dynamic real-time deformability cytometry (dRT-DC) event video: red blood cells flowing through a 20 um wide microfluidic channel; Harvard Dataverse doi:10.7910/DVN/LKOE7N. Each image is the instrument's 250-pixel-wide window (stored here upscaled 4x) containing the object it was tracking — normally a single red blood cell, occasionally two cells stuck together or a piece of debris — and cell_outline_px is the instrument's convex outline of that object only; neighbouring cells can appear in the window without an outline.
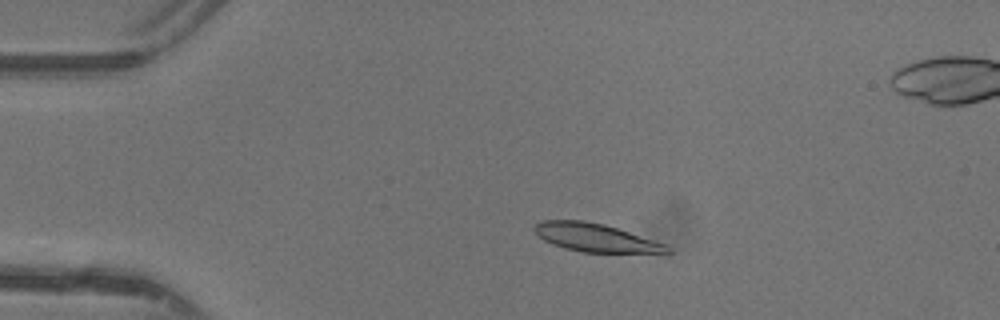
{"species": "common noctule bat (a hibernating species)", "species_latin": "Nyctalus noctula", "temperature_condition": "warm", "stored_images_in_passage": 48, "camera_frame_rate_fps": 3000, "um_per_image_px": 0.085, "animal": {"sex": "female"}, "frame": {"image": 1, "passage_image": 10, "time_ms": 3.0, "image_size_px": [1000, 320], "cell_outline_px": [[672, 252], [668, 256], [580, 252], [564, 248], [552, 244], [544, 240], [532, 228], [536, 224], [544, 220], [584, 220], [604, 224], [664, 244], [672, 248]], "centroid_in_image_um": [50.78, 20.27], "position_along_channel_um": 34.2, "area_um2": 22.66}}
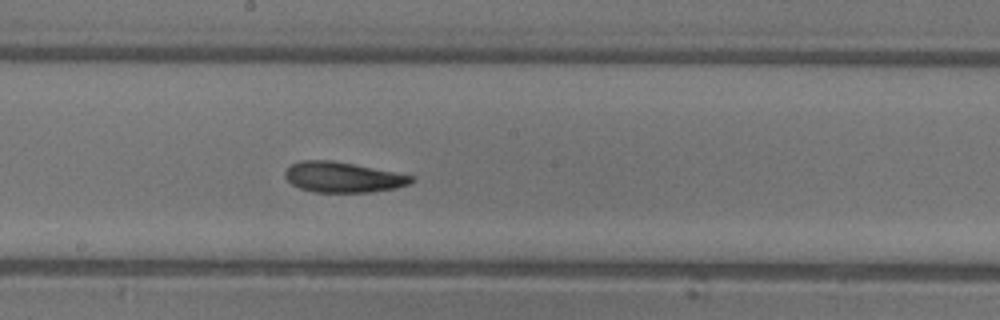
{"frame": {"image": 2, "passage_image": 26, "time_ms": 8.333, "image_size_px": [1000, 320], "cell_outline_px": [[416, 180], [408, 184], [396, 188], [372, 192], [312, 192], [300, 188], [292, 184], [284, 176], [284, 172], [292, 164], [300, 160], [332, 160], [416, 176]], "centroid_in_image_um": [29.16, 15.06], "position_along_channel_um": 219.0, "area_um2": 22.43}}
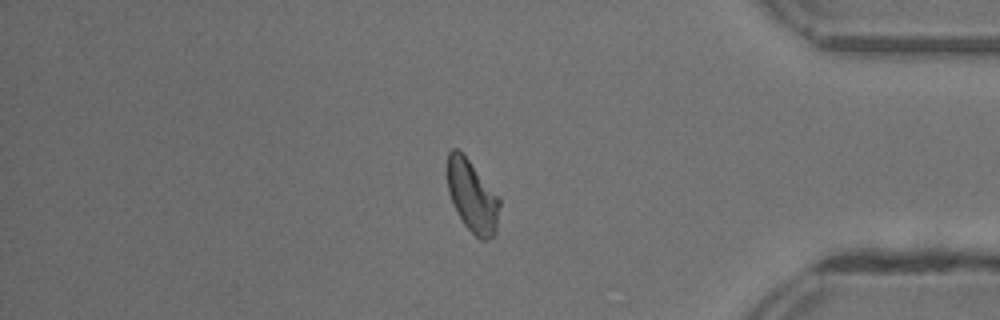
{"frame": {"image": 3, "passage_image": 40, "time_ms": 13.0, "image_size_px": [1000, 320], "cell_outline_px": [[500, 204], [496, 232], [488, 240], [480, 240], [464, 224], [452, 204], [448, 192], [448, 152], [452, 148], [456, 148], [468, 160], [500, 196]], "centroid_in_image_um": [40.16, 16.7], "position_along_channel_um": 395.0, "area_um2": 21.79}}